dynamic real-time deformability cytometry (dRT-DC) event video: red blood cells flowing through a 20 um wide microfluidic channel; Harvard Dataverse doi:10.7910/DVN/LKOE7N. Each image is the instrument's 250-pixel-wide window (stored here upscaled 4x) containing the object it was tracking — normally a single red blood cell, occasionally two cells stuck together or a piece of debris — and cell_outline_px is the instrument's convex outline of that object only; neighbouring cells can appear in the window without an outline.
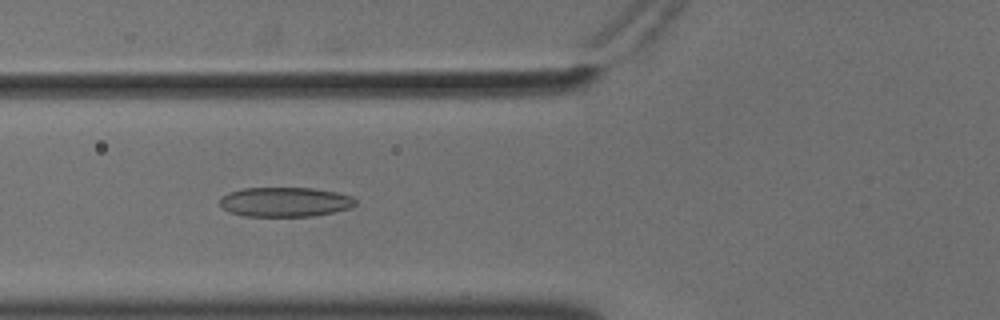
{"species": "common noctule bat (a hibernating species)", "species_latin": "Nyctalus noctula", "temperature_condition": "cold", "stored_images_in_passage": 47, "camera_frame_rate_fps": 3000, "um_per_image_px": 0.085, "animal": {"sex": "male", "body_mass_g": 18.8}, "frame": {"image": 1, "passage_image": 13, "time_ms": 4.0, "image_size_px": [1000, 320], "cell_outline_px": [[356, 204], [352, 208], [312, 216], [244, 216], [228, 212], [220, 204], [220, 200], [228, 192], [244, 188], [312, 188], [336, 192], [352, 196], [356, 200]], "centroid_in_image_um": [24.24, 17.17], "position_along_channel_um": 101.6, "area_um2": 23.35}}
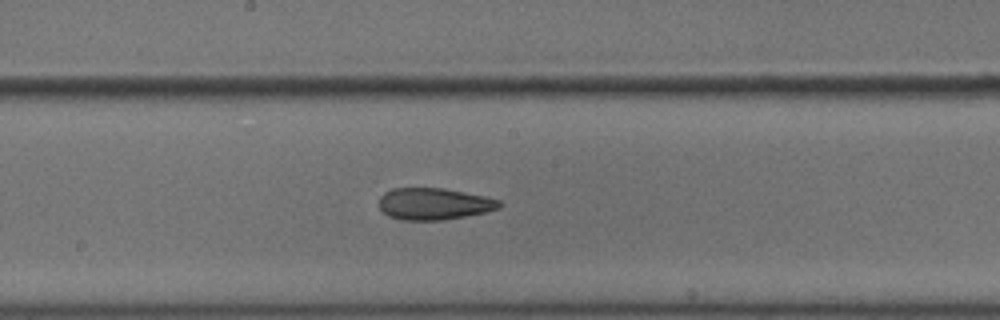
{"frame": {"image": 2, "passage_image": 22, "time_ms": 7.0, "image_size_px": [1000, 320], "cell_outline_px": [[500, 208], [484, 212], [444, 220], [400, 220], [388, 216], [380, 208], [380, 196], [384, 192], [392, 188], [444, 188], [484, 196], [500, 200]], "centroid_in_image_um": [36.86, 17.32], "position_along_channel_um": 211.3, "area_um2": 22.2}}
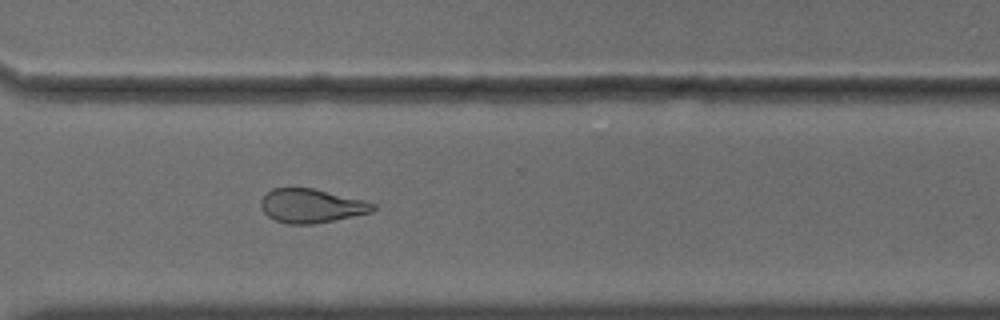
{"frame": {"image": 3, "passage_image": 33, "time_ms": 10.667, "image_size_px": [1000, 320], "cell_outline_px": [[376, 208], [372, 212], [312, 224], [288, 224], [276, 220], [268, 216], [264, 212], [260, 204], [260, 200], [272, 188], [312, 188], [364, 200], [376, 204]], "centroid_in_image_um": [26.46, 17.49], "position_along_channel_um": 344.1, "area_um2": 21.91}}